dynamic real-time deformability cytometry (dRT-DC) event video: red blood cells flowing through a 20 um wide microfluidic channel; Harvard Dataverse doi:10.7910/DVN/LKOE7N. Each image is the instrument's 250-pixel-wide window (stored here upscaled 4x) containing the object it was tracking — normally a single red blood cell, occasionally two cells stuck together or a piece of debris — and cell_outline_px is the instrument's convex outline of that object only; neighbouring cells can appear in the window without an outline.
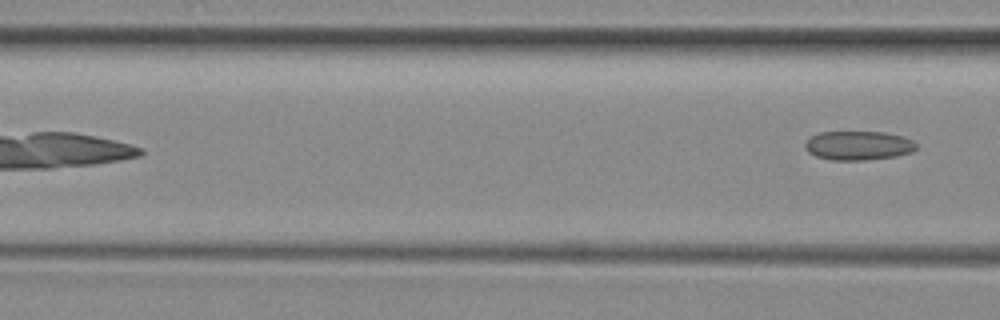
{"species": "common noctule bat (a hibernating species)", "species_latin": "Nyctalus noctula", "temperature_condition": "room temperature", "stored_images_in_passage": 4, "camera_frame_rate_fps": 3000, "um_per_image_px": 0.085, "animal": {"sex": "female", "body_mass_g": 29.2, "forearm_length_mm": 56.3}, "frame": {"image": 1, "passage_image": 4, "time_ms": 3.667, "image_size_px": [1000, 320], "cell_outline_px": [[916, 148], [912, 152], [896, 156], [864, 160], [832, 160], [816, 156], [808, 152], [804, 148], [804, 144], [812, 136], [820, 132], [884, 132], [900, 136], [912, 140], [916, 144]], "centroid_in_image_um": [72.94, 12.37], "position_along_channel_um": 93.7, "area_um2": 18.73}}